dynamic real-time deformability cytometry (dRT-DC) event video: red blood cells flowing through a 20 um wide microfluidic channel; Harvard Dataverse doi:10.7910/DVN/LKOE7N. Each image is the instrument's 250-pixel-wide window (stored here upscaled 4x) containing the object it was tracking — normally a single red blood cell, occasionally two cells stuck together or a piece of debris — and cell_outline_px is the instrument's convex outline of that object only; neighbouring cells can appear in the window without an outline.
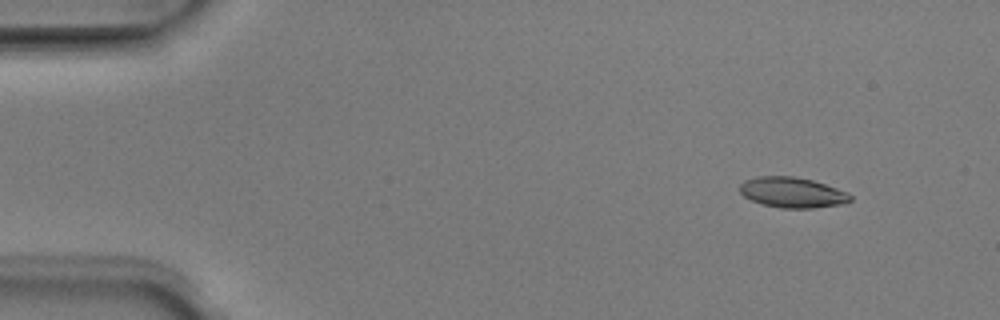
{"species": "Egyptian fruit bat (a non-hibernating species)", "species_latin": "Rousettus aegyptiacus", "temperature_condition": "room temperature", "stored_images_in_passage": 51, "camera_frame_rate_fps": 3000, "um_per_image_px": 0.085, "animal": {"sex": "male"}, "frame": {"image": 1, "passage_image": 5, "time_ms": 1.333, "image_size_px": [1000, 320], "cell_outline_px": [[852, 200], [844, 204], [812, 208], [780, 208], [764, 204], [752, 200], [744, 196], [740, 192], [740, 184], [744, 180], [756, 176], [796, 176], [812, 180], [848, 192], [852, 196]], "centroid_in_image_um": [67.36, 16.35], "position_along_channel_um": 17.6, "area_um2": 19.65}}
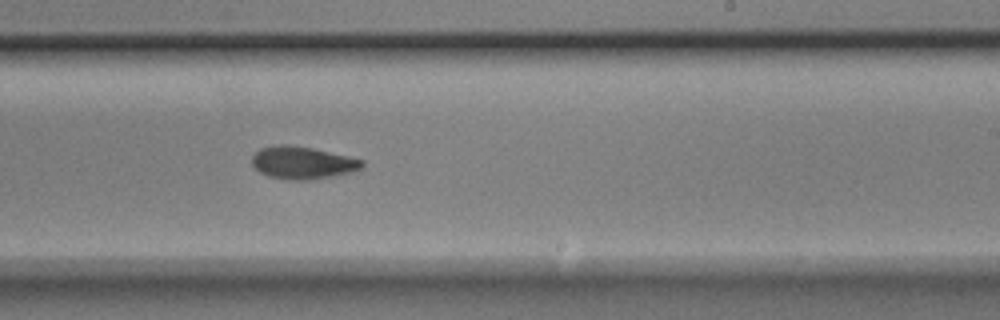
{"frame": {"image": 2, "passage_image": 31, "time_ms": 10.0, "image_size_px": [1000, 320], "cell_outline_px": [[364, 164], [360, 168], [352, 172], [336, 176], [308, 180], [288, 180], [268, 176], [260, 172], [252, 164], [252, 156], [260, 148], [284, 144], [288, 144], [312, 148], [348, 156], [364, 160]], "centroid_in_image_um": [25.72, 13.84], "position_along_channel_um": 263.3, "area_um2": 20.87}}
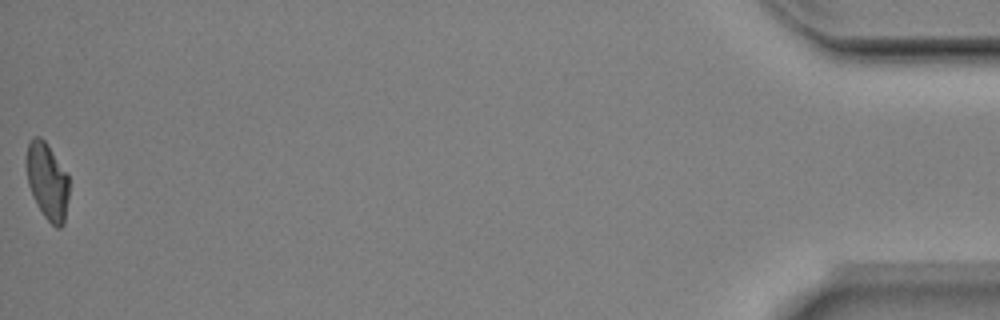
{"frame": {"image": 3, "passage_image": 51, "time_ms": 16.667, "image_size_px": [1000, 320], "cell_outline_px": [[68, 196], [64, 224], [60, 228], [56, 228], [44, 216], [36, 204], [28, 184], [24, 160], [28, 144], [36, 136], [40, 136], [48, 144], [68, 176]], "centroid_in_image_um": [3.99, 15.4], "position_along_channel_um": 431.2, "area_um2": 19.13}, "authors_computed_cell_mechanics": {"area_um2": 19.941, "velocity_mm_per_s": 3.9775, "shape_relaxation_time_tau1_ms": 4.417, "shape_relaxation_time_tau2_ms": 5.9667, "deformation_change_tau1": 0.1379, "deformation_change_tau2": 0.119}}